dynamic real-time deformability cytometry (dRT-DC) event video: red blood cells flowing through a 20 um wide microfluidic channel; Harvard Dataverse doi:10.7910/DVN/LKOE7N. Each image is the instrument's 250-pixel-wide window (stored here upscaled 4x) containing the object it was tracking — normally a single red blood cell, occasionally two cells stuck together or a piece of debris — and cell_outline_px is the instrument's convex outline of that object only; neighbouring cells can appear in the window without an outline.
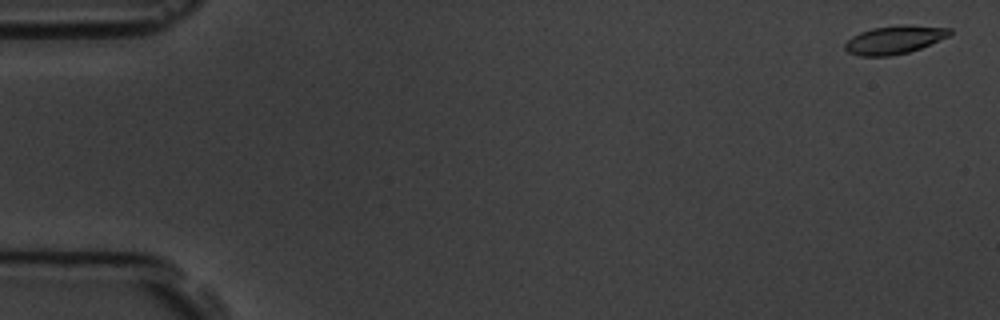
{"species": "common noctule bat (a hibernating species)", "species_latin": "Nyctalus noctula", "temperature_condition": "room temperature", "stored_images_in_passage": 9, "camera_frame_rate_fps": 3000, "um_per_image_px": 0.085, "animal": {"sex": "male", "body_mass_g": 19.5, "forearm_length_mm": 54.6}, "frame": {"image": 1, "passage_image": 1, "time_ms": 0.0, "image_size_px": [1000, 320], "cell_outline_px": [[952, 32], [948, 36], [920, 48], [908, 52], [888, 56], [860, 56], [848, 52], [844, 48], [844, 44], [852, 36], [860, 32], [872, 28], [904, 24], [908, 24], [952, 28]], "centroid_in_image_um": [76.02, 3.37], "position_along_channel_um": 9.0, "area_um2": 17.22}}
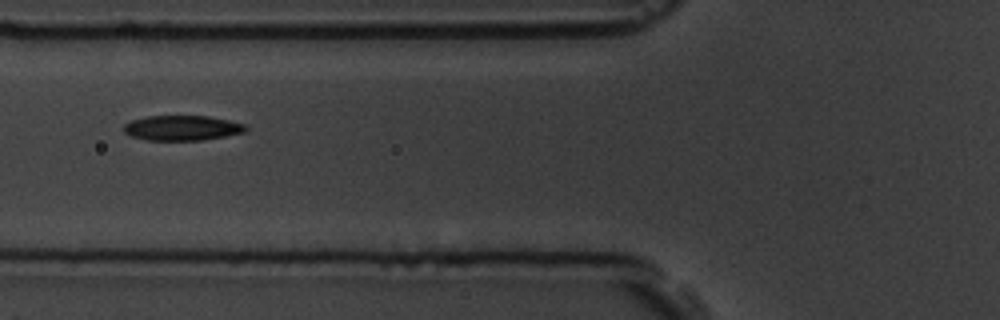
{"frame": {"image": 2, "passage_image": 7, "time_ms": 6.667, "image_size_px": [1000, 320], "cell_outline_px": [[248, 128], [244, 132], [204, 140], [148, 140], [132, 136], [124, 132], [124, 124], [132, 120], [148, 116], [208, 116], [228, 120], [244, 124]], "centroid_in_image_um": [15.48, 10.87], "position_along_channel_um": 110.3, "area_um2": 17.63}}
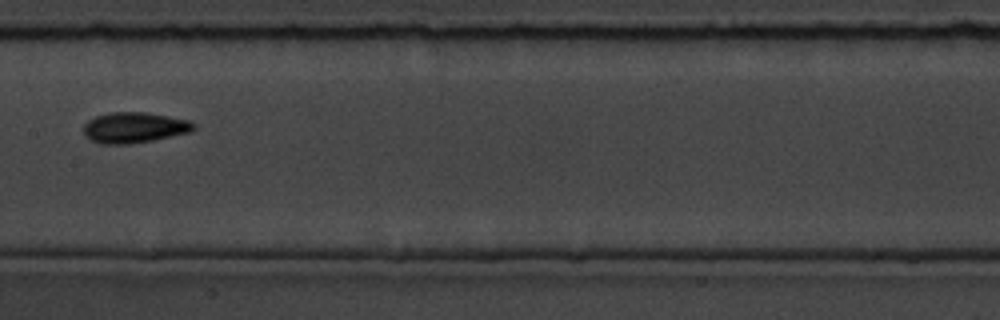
{"frame": {"image": 3, "passage_image": 9, "time_ms": 9.0, "image_size_px": [1000, 320], "cell_outline_px": [[196, 128], [188, 132], [152, 140], [128, 144], [100, 144], [84, 136], [84, 124], [88, 120], [96, 116], [112, 112], [144, 112], [168, 116], [188, 120], [196, 124]], "centroid_in_image_um": [11.38, 10.84], "position_along_channel_um": 196.0, "area_um2": 19.54}}